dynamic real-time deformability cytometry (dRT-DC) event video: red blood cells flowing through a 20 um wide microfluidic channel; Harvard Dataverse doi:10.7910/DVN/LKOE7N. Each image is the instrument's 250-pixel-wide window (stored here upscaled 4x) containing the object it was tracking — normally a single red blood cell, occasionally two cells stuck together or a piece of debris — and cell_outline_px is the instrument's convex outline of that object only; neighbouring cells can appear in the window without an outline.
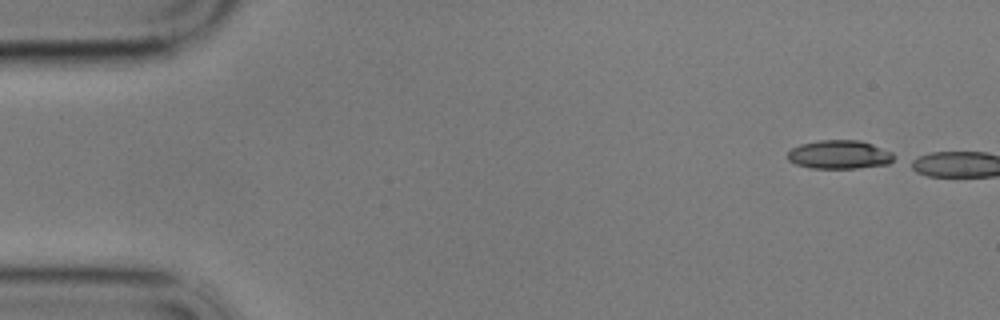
{"species": "common noctule bat (a hibernating species)", "species_latin": "Nyctalus noctula", "temperature_condition": "cold", "stored_images_in_passage": 3, "camera_frame_rate_fps": 3000, "um_per_image_px": 0.085, "animal": {"sex": "male", "body_mass_g": 17.9}, "frame": {"image": 1, "passage_image": 1, "time_ms": 0.0, "image_size_px": [1000, 320], "cell_outline_px": [[896, 160], [888, 164], [856, 168], [808, 168], [796, 164], [788, 160], [788, 152], [792, 148], [800, 144], [820, 140], [860, 140], [872, 144], [892, 152]], "centroid_in_image_um": [71.36, 13.14], "position_along_channel_um": 13.6, "area_um2": 17.8}}